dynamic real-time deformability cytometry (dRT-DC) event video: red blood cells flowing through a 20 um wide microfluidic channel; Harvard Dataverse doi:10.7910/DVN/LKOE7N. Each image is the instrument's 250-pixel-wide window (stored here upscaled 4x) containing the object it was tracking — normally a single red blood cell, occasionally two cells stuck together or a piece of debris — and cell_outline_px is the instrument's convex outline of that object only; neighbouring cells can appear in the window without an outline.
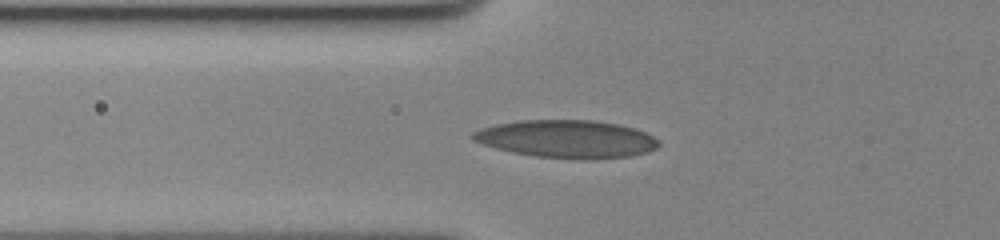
{"species": "human", "species_latin": "Homo sapiens", "temperature_condition": "cold", "stored_images_in_passage": 37, "camera_frame_rate_fps": 3000, "um_per_image_px": 0.085, "donor": {"sex": "female"}, "frame": {"image": 1, "passage_image": 2, "time_ms": 0.333, "image_size_px": [1000, 240], "cell_outline_px": [[660, 144], [656, 148], [648, 152], [632, 156], [592, 160], [584, 160], [536, 156], [512, 152], [496, 148], [472, 140], [472, 132], [496, 124], [520, 120], [592, 120], [616, 124], [636, 128], [660, 140]], "centroid_in_image_um": [48.22, 11.82], "position_along_channel_um": 77.6, "area_um2": 41.04}}
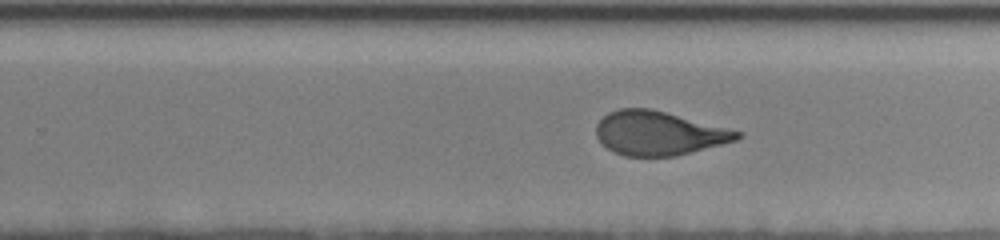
{"frame": {"image": 2, "passage_image": 19, "time_ms": 6.0, "image_size_px": [1000, 240], "cell_outline_px": [[744, 132], [736, 140], [676, 156], [624, 156], [612, 152], [596, 136], [596, 124], [608, 112], [620, 108], [648, 108]], "centroid_in_image_um": [55.96, 11.33], "position_along_channel_um": 273.8, "area_um2": 35.78}}
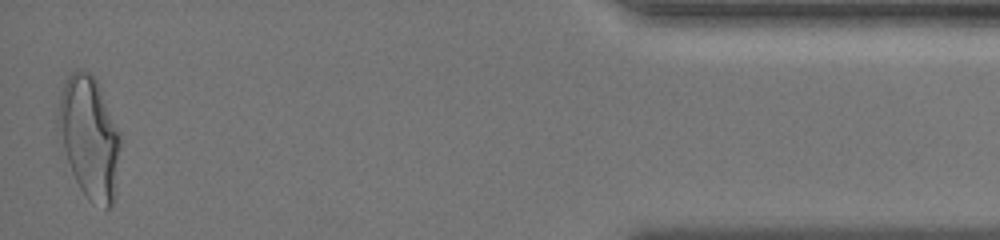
{"frame": {"image": 3, "passage_image": 37, "time_ms": 12.0, "image_size_px": [1000, 240], "cell_outline_px": [[120, 144], [116, 200], [108, 208], [104, 208], [88, 200], [80, 188], [60, 156], [60, 96], [64, 84], [68, 76], [76, 68], [88, 72], [96, 80], [120, 132]], "centroid_in_image_um": [7.6, 11.77], "position_along_channel_um": 427.6, "area_um2": 44.51}, "authors_computed_cell_mechanics": {"area_um2": 38.0324, "velocity_mm_per_s": 3.4904, "shape_relaxation_time_tau1_ms": 5.3579, "shape_relaxation_time_tau2_ms": 1.1994, "deformation_change_tau1": 0.1908, "deformation_change_tau2": 0.0888}}